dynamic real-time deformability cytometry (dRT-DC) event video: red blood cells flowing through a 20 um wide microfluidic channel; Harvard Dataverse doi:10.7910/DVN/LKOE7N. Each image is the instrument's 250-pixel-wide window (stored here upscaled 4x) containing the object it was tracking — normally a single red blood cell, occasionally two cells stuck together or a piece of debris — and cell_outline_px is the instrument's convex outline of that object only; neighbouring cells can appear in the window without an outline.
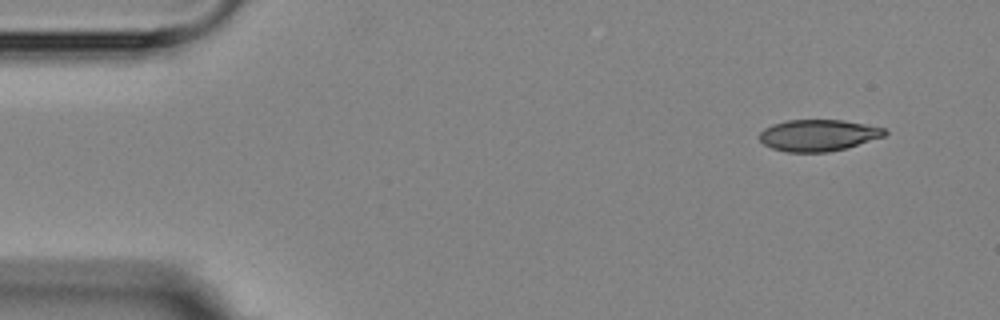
{"species": "Egyptian fruit bat (a non-hibernating species)", "species_latin": "Rousettus aegyptiacus", "temperature_condition": "room temperature", "stored_images_in_passage": 4, "camera_frame_rate_fps": 3000, "um_per_image_px": 0.085, "animal": {"sex": "female"}, "frame": {"image": 1, "passage_image": 1, "time_ms": 0.0, "image_size_px": [1000, 320], "cell_outline_px": [[888, 132], [884, 136], [844, 148], [828, 152], [788, 152], [772, 148], [764, 144], [760, 140], [760, 132], [764, 128], [772, 124], [788, 120], [844, 120], [884, 128]], "centroid_in_image_um": [69.52, 11.49], "position_along_channel_um": 15.5, "area_um2": 22.77}}
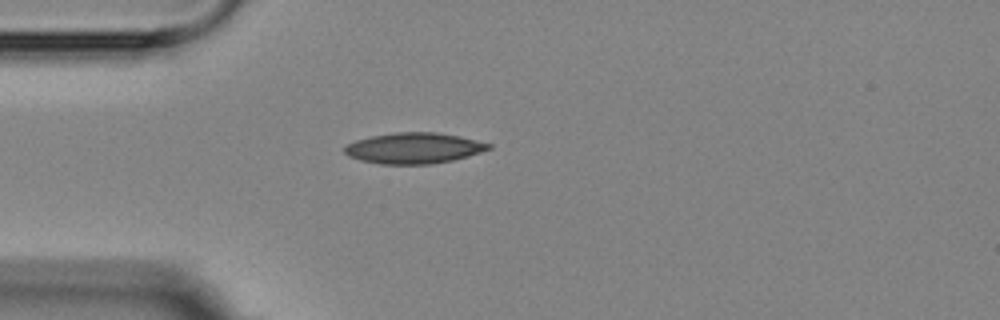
{"frame": {"image": 2, "passage_image": 4, "time_ms": 3.333, "image_size_px": [1000, 320], "cell_outline_px": [[492, 148], [468, 156], [452, 160], [428, 164], [380, 164], [360, 160], [348, 156], [344, 152], [344, 148], [348, 144], [356, 140], [372, 136], [392, 132], [436, 132], [460, 136], [492, 144]], "centroid_in_image_um": [35.17, 12.58], "position_along_channel_um": 49.8, "area_um2": 25.84}}